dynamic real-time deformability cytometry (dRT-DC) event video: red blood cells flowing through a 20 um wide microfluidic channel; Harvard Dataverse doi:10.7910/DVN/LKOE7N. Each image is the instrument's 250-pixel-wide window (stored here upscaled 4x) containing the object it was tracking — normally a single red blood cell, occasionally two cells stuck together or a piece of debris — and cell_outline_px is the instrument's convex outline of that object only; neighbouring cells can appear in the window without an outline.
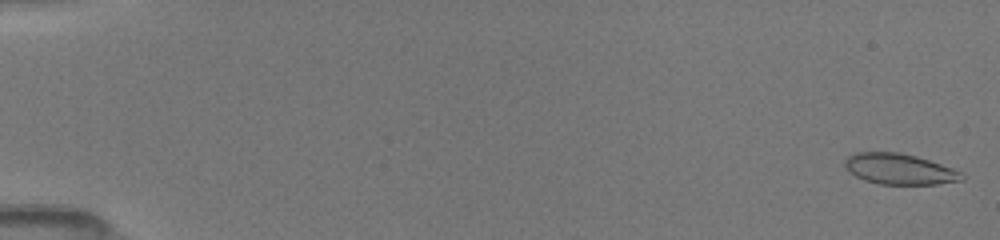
{"species": "common noctule bat (a hibernating species)", "species_latin": "Nyctalus noctula", "temperature_condition": "room temperature", "stored_images_in_passage": 51, "camera_frame_rate_fps": 3000, "um_per_image_px": 0.085, "animal": {"sex": "female", "body_mass_g": 19.5, "forearm_length_mm": 54.1}, "frame": {"image": 1, "passage_image": 1, "time_ms": 0.0, "image_size_px": [1000, 240], "cell_outline_px": [[964, 180], [936, 184], [880, 184], [864, 180], [856, 176], [844, 164], [844, 160], [848, 156], [856, 152], [900, 152], [916, 156], [952, 168], [960, 172], [964, 176]], "centroid_in_image_um": [76.45, 14.36], "position_along_channel_um": 8.5, "area_um2": 20.75}}
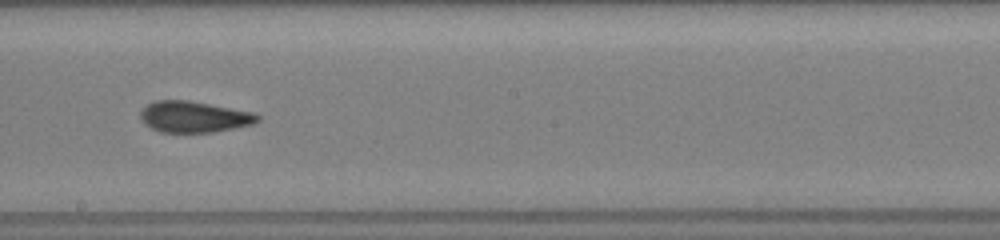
{"frame": {"image": 2, "passage_image": 30, "time_ms": 9.667, "image_size_px": [1000, 240], "cell_outline_px": [[260, 120], [252, 124], [212, 132], [160, 132], [144, 124], [140, 116], [140, 112], [148, 104], [156, 100], [188, 100], [252, 112], [260, 116]], "centroid_in_image_um": [16.47, 9.93], "position_along_channel_um": 231.7, "area_um2": 21.04}}
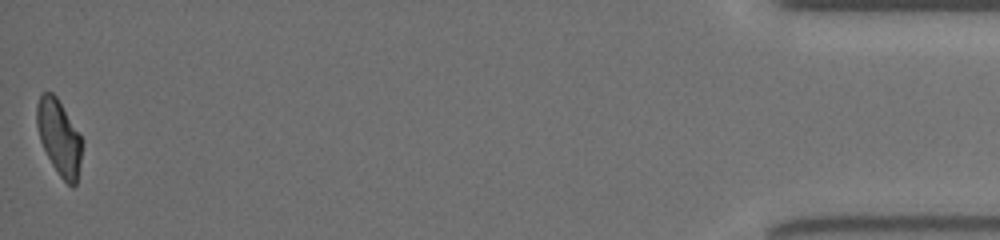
{"frame": {"image": 3, "passage_image": 51, "time_ms": 16.667, "image_size_px": [1000, 240], "cell_outline_px": [[84, 140], [76, 184], [72, 188], [60, 176], [52, 164], [40, 140], [36, 124], [36, 104], [40, 92], [52, 92], [56, 96]], "centroid_in_image_um": [5.02, 11.65], "position_along_channel_um": 430.2, "area_um2": 19.94}, "authors_computed_cell_mechanics": {"area_um2": 21.2126, "velocity_mm_per_s": 4.061, "shape_relaxation_time_tau1_ms": 5.9993, "shape_relaxation_time_tau2_ms": 1.4745, "deformation_change_tau1": 0.2081, "deformation_change_tau2": 0.0896}}